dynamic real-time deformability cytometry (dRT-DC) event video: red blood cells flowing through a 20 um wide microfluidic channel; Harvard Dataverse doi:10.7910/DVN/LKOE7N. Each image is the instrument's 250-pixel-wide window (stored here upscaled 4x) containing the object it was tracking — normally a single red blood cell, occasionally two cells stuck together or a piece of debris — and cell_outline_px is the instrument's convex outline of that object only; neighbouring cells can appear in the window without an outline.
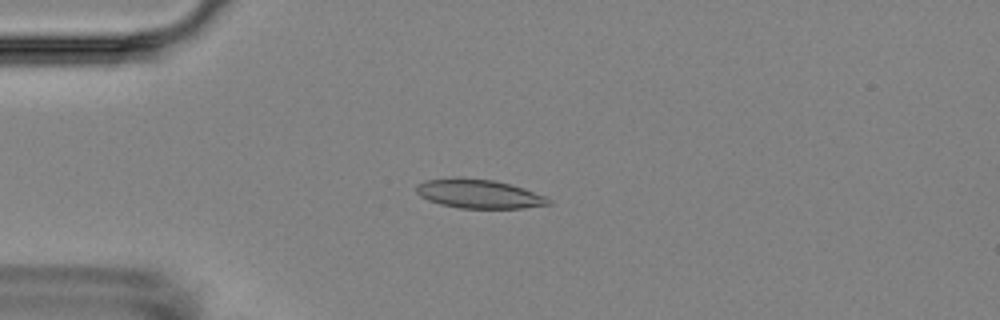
{"species": "Egyptian fruit bat (a non-hibernating species)", "species_latin": "Rousettus aegyptiacus", "temperature_condition": "room temperature", "stored_images_in_passage": 3, "camera_frame_rate_fps": 3000, "um_per_image_px": 0.085, "animal": {"sex": "female"}, "frame": {"image": 1, "passage_image": 3, "time_ms": 3.0, "image_size_px": [1000, 320], "cell_outline_px": [[552, 204], [524, 208], [460, 208], [440, 204], [428, 200], [420, 196], [416, 192], [416, 184], [424, 180], [492, 180], [524, 188], [544, 196], [552, 200]], "centroid_in_image_um": [40.74, 16.52], "position_along_channel_um": 44.3, "area_um2": 21.5}}